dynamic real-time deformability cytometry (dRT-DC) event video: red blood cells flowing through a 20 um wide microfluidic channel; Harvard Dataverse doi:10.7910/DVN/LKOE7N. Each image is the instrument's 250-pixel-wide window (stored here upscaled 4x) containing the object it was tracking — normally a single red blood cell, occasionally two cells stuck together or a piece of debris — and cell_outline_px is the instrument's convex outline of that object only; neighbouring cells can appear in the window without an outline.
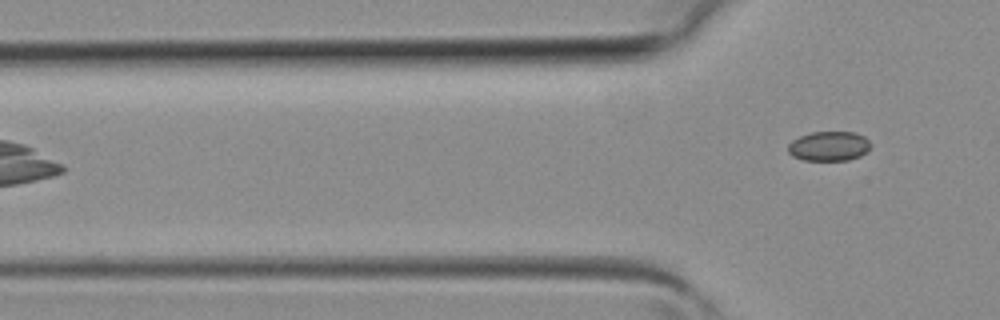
{"species": "common noctule bat (a hibernating species)", "species_latin": "Nyctalus noctula", "temperature_condition": "room temperature", "stored_images_in_passage": 4, "camera_frame_rate_fps": 3000, "um_per_image_px": 0.085, "animal": {"sex": "female", "body_mass_g": 19.3, "forearm_length_mm": 54.1}, "frame": {"image": 1, "passage_image": 4, "time_ms": 1.0, "image_size_px": [1000, 320], "cell_outline_px": [[872, 144], [868, 152], [860, 156], [848, 160], [804, 160], [792, 156], [788, 152], [788, 144], [792, 140], [800, 136], [812, 132], [856, 132], [864, 136]], "centroid_in_image_um": [70.49, 12.42], "position_along_channel_um": 55.3, "area_um2": 14.39}}